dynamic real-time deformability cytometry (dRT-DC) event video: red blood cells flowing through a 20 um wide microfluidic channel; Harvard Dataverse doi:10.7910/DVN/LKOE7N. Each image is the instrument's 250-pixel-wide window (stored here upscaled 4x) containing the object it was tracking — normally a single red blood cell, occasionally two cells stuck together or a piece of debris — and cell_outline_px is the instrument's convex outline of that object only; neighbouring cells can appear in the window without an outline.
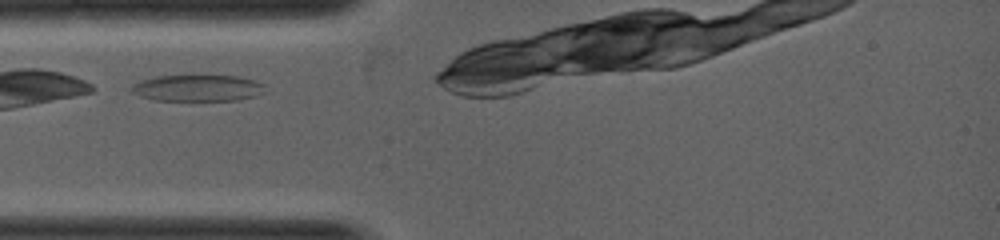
{"species": "common noctule bat (a hibernating species)", "species_latin": "Nyctalus noctula", "temperature_condition": "warm", "stored_images_in_passage": 1, "camera_frame_rate_fps": 5000, "um_per_image_px": 0.085, "animal": {"sex": "female", "body_mass_g": 19.0, "forearm_length_mm": 53.3}, "frame": {"image": 1, "passage_image": 1, "time_ms": 0.0, "image_size_px": [1000, 240], "cell_outline_px": [[264, 84], [256, 96], [236, 100], [156, 100], [140, 96], [132, 92], [128, 88], [132, 84], [140, 80], [156, 76], [236, 76], [252, 80]], "centroid_in_image_um": [16.69, 7.48], "position_along_channel_um": 68.3, "area_um2": 20.23}}